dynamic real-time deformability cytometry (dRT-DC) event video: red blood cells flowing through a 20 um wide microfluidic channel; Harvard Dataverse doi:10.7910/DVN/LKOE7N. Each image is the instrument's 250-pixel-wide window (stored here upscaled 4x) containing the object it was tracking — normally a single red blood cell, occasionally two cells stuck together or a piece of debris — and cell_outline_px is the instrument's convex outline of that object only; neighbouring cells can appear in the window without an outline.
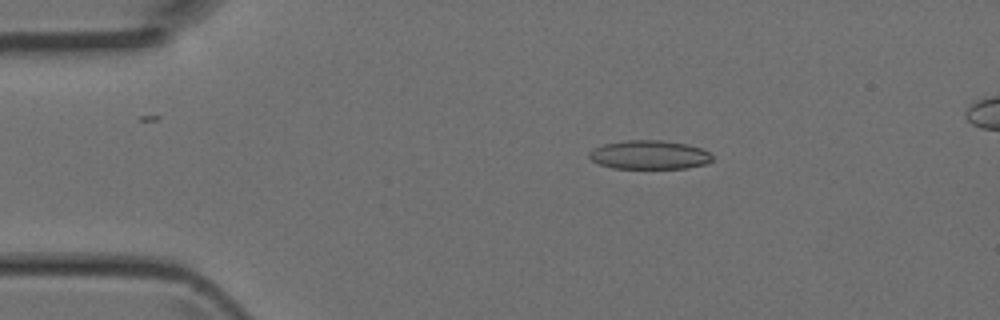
{"species": "Egyptian fruit bat (a non-hibernating species)", "species_latin": "Rousettus aegyptiacus", "temperature_condition": "room temperature", "stored_images_in_passage": 4, "camera_frame_rate_fps": 3000, "um_per_image_px": 0.085, "animal": {"sex": "female"}, "frame": {"image": 1, "passage_image": 2, "time_ms": 0.333, "image_size_px": [1000, 320], "cell_outline_px": [[712, 160], [708, 164], [688, 168], [612, 168], [600, 164], [592, 160], [588, 156], [588, 152], [592, 148], [604, 144], [628, 140], [664, 140], [688, 144], [700, 148], [708, 152], [712, 156]], "centroid_in_image_um": [55.2, 13.16], "position_along_channel_um": 29.8, "area_um2": 20.81}}